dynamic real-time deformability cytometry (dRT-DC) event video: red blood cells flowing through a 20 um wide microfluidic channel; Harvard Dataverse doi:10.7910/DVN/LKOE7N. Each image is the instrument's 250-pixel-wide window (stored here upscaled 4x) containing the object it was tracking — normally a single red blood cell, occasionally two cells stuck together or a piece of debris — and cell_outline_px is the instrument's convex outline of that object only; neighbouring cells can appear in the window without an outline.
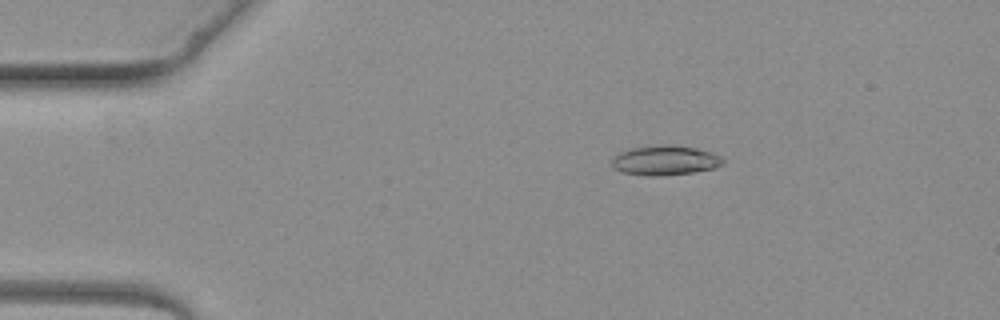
{"species": "common noctule bat (a hibernating species)", "species_latin": "Nyctalus noctula", "temperature_condition": "warm", "stored_images_in_passage": 4, "camera_frame_rate_fps": 3000, "um_per_image_px": 0.085, "animal": {"sex": "female", "body_mass_g": 19.3, "forearm_length_mm": 54.1}, "frame": {"image": 1, "passage_image": 3, "time_ms": 2.333, "image_size_px": [1000, 320], "cell_outline_px": [[724, 164], [716, 168], [692, 172], [656, 176], [648, 176], [624, 172], [612, 168], [612, 160], [620, 152], [632, 148], [660, 144], [672, 144], [696, 148], [712, 152], [720, 156], [724, 160]], "centroid_in_image_um": [56.56, 13.62], "position_along_channel_um": 28.4, "area_um2": 19.25}}